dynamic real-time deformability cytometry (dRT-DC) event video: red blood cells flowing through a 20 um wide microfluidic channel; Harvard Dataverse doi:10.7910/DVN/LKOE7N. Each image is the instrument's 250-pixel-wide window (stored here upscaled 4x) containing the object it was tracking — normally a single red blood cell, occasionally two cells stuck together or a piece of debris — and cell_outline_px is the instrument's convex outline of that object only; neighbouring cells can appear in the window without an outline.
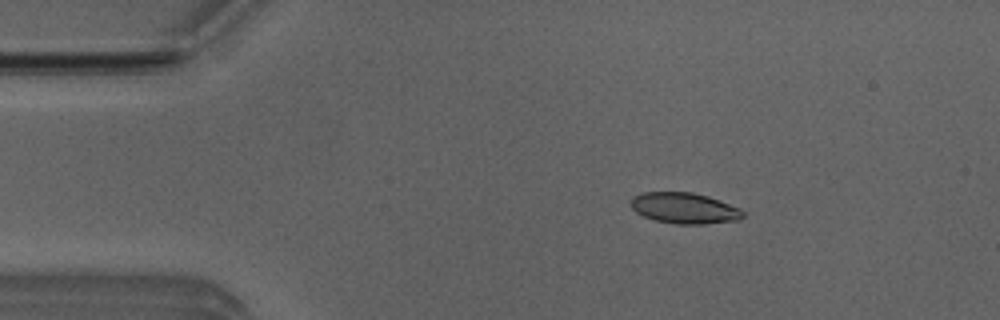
{"species": "Egyptian fruit bat (a non-hibernating species)", "species_latin": "Rousettus aegyptiacus", "temperature_condition": "room temperature", "stored_images_in_passage": 3, "camera_frame_rate_fps": 3000, "um_per_image_px": 0.085, "animal": {"sex": "male"}, "frame": {"image": 1, "passage_image": 2, "time_ms": 0.333, "image_size_px": [1000, 320], "cell_outline_px": [[744, 216], [740, 220], [704, 224], [676, 224], [656, 220], [644, 216], [636, 212], [632, 208], [632, 196], [644, 192], [692, 192], [708, 196], [720, 200], [740, 208], [744, 212]], "centroid_in_image_um": [58.21, 17.69], "position_along_channel_um": 26.8, "area_um2": 20.23}}